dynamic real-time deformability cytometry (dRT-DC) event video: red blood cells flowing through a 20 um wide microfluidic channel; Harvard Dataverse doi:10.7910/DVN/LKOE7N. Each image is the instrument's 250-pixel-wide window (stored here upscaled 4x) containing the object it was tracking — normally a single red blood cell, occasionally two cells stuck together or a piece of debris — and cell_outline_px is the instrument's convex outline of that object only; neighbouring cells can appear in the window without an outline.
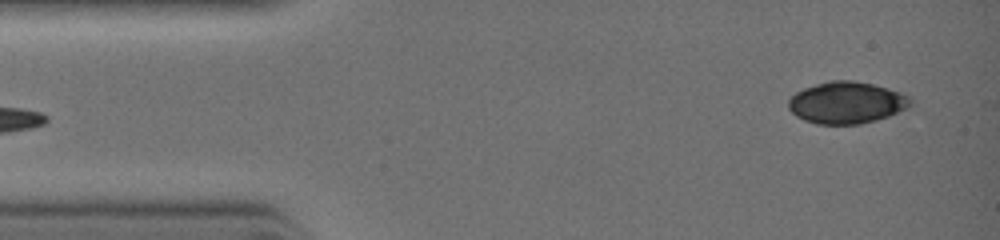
{"species": "common noctule bat (a hibernating species)", "species_latin": "Nyctalus noctula", "temperature_condition": "warm", "stored_images_in_passage": 2, "camera_frame_rate_fps": 3000, "um_per_image_px": 0.085, "animal": {"sex": "female", "body_mass_g": 19.0, "forearm_length_mm": 51.5}, "frame": {"image": 1, "passage_image": 1, "time_ms": 0.0, "image_size_px": [1000, 240], "cell_outline_px": [[912, 104], [908, 108], [888, 116], [876, 120], [860, 124], [816, 124], [804, 120], [796, 116], [788, 108], [788, 100], [796, 92], [804, 88], [828, 80], [852, 80], [872, 84], [888, 88], [900, 92], [908, 96], [912, 100]], "centroid_in_image_um": [71.96, 8.72], "position_along_channel_um": 13.0, "area_um2": 29.82}}